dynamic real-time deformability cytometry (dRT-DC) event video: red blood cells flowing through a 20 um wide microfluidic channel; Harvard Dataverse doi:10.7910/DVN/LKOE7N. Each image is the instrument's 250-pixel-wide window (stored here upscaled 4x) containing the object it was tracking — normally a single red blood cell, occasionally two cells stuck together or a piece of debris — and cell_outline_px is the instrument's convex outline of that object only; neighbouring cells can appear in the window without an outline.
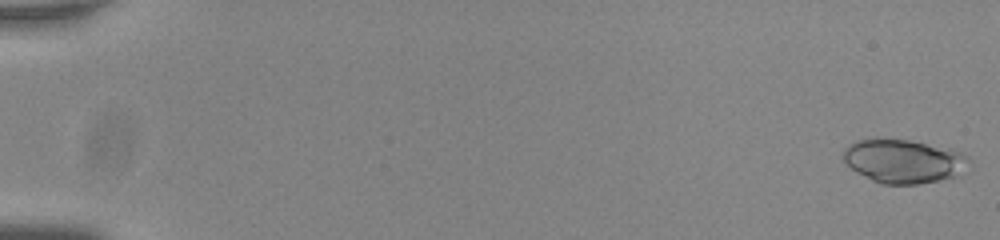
{"species": "common noctule bat (a hibernating species)", "species_latin": "Nyctalus noctula", "temperature_condition": "room temperature", "stored_images_in_passage": 55, "camera_frame_rate_fps": 3000, "um_per_image_px": 0.085, "animal": {"sex": "male", "body_mass_g": 20.0, "forearm_length_mm": 53.3}, "frame": {"image": 1, "passage_image": 1, "time_ms": 0.0, "image_size_px": [1000, 240], "cell_outline_px": [[972, 160], [952, 176], [940, 180], [916, 184], [880, 184], [856, 172], [844, 160], [844, 148], [856, 140], [908, 140], [952, 148], [968, 156]], "centroid_in_image_um": [76.8, 13.7], "position_along_channel_um": 8.2, "area_um2": 31.39}}